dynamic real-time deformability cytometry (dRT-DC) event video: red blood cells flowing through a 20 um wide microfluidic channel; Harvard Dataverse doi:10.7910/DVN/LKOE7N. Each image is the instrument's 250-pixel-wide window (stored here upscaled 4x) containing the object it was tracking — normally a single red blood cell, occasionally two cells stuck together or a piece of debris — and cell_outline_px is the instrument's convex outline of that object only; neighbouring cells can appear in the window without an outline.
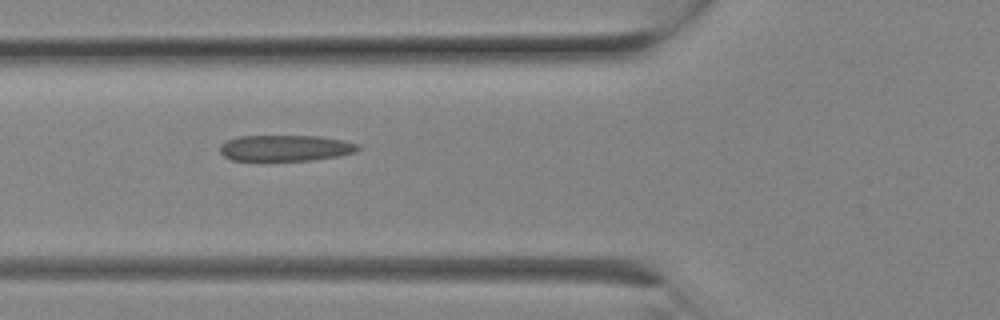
{"species": "Egyptian fruit bat (a non-hibernating species)", "species_latin": "Rousettus aegyptiacus", "temperature_condition": "room temperature", "stored_images_in_passage": 3, "camera_frame_rate_fps": 3000, "um_per_image_px": 0.085, "animal": {"sex": "female"}, "frame": {"image": 1, "passage_image": 3, "time_ms": 0.667, "image_size_px": [1000, 320], "cell_outline_px": [[360, 148], [356, 152], [336, 156], [312, 160], [232, 160], [224, 156], [220, 152], [220, 144], [228, 140], [240, 136], [320, 136], [344, 140], [360, 144]], "centroid_in_image_um": [24.29, 12.57], "position_along_channel_um": 101.5, "area_um2": 20.92}}